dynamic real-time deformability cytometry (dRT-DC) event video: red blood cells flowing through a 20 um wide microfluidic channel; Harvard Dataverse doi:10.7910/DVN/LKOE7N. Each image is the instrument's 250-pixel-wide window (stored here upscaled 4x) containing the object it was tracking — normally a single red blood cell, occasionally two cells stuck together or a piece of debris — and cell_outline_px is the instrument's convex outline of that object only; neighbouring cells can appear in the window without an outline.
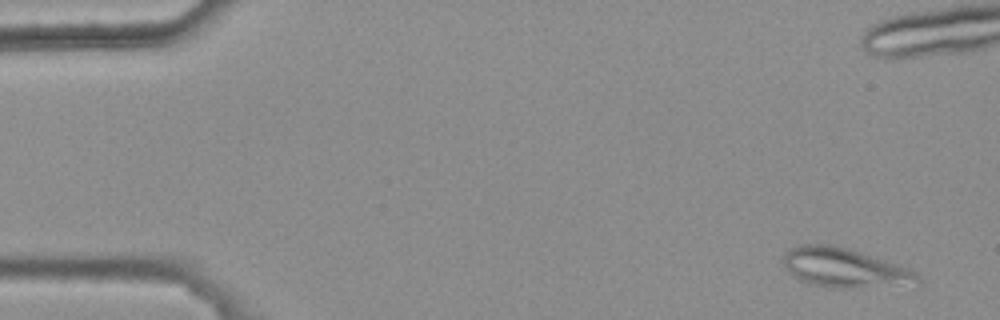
{"species": "common noctule bat (a hibernating species)", "species_latin": "Nyctalus noctula", "temperature_condition": "warm", "stored_images_in_passage": 8, "camera_frame_rate_fps": 3000, "um_per_image_px": 0.085, "animal": {"sex": "female", "body_mass_g": 25.1}, "frame": {"image": 1, "passage_image": 1, "time_ms": 0.0, "image_size_px": [1000, 320], "cell_outline_px": [[924, 284], [920, 288], [832, 288], [808, 284], [800, 280], [788, 272], [784, 268], [784, 252], [788, 248], [796, 244], [832, 244], [848, 248], [908, 268], [916, 272], [920, 276]], "centroid_in_image_um": [71.91, 22.82], "position_along_channel_um": 13.1, "area_um2": 32.19}}